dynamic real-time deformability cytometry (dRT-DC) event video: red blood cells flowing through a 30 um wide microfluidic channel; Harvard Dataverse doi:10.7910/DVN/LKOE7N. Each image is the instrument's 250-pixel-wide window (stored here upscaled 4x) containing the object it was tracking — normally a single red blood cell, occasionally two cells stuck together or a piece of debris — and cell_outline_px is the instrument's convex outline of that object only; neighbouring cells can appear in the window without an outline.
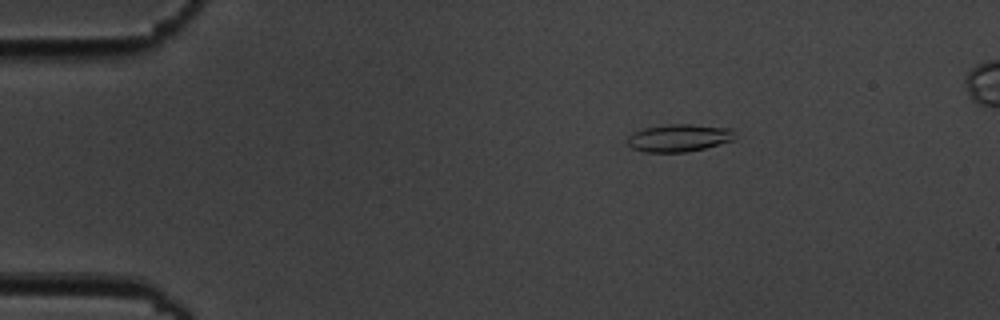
{"species": "common noctule bat (a hibernating species)", "species_latin": "Nyctalus noctula", "temperature_condition": "cold", "stored_images_in_passage": 6, "camera_frame_rate_fps": 3000, "um_per_image_px": 0.085, "animal": {"sex": "male", "body_mass_g": 19.5, "forearm_length_mm": 54.6}, "frame": {"image": 1, "passage_image": 3, "time_ms": 2.333, "image_size_px": [1000, 320], "cell_outline_px": [[736, 132], [732, 140], [704, 148], [684, 152], [644, 152], [632, 148], [628, 144], [628, 136], [632, 132], [644, 128], [672, 124], [692, 124], [732, 128]], "centroid_in_image_um": [57.7, 11.71], "position_along_channel_um": 27.3, "area_um2": 17.17}}